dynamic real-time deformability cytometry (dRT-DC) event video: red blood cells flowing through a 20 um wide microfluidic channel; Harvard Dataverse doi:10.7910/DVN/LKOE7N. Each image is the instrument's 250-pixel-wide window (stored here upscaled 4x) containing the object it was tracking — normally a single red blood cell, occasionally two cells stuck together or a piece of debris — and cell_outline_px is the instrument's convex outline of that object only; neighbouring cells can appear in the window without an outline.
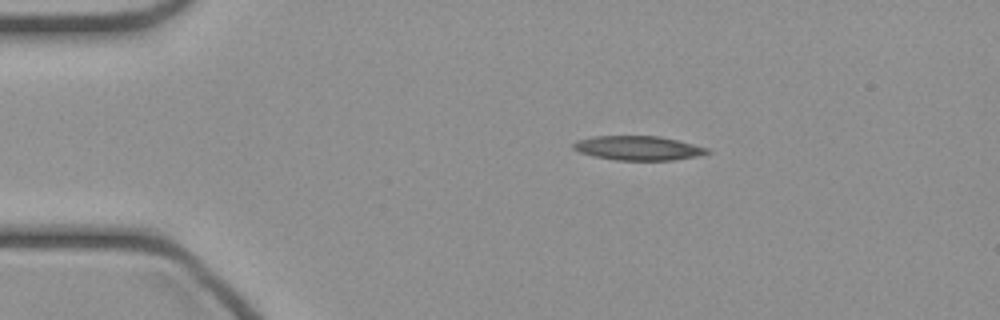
{"species": "common noctule bat (a hibernating species)", "species_latin": "Nyctalus noctula", "temperature_condition": "cold", "stored_images_in_passage": 40, "camera_frame_rate_fps": 3000, "um_per_image_px": 0.085, "animal": {"sex": "female", "body_mass_g": 21.9}, "frame": {"image": 1, "passage_image": 2, "time_ms": 0.333, "image_size_px": [1000, 320], "cell_outline_px": [[712, 152], [700, 156], [672, 160], [616, 160], [592, 156], [580, 152], [572, 148], [572, 144], [576, 140], [592, 136], [660, 136], [708, 148]], "centroid_in_image_um": [54.23, 12.59], "position_along_channel_um": 30.8, "area_um2": 19.02}}
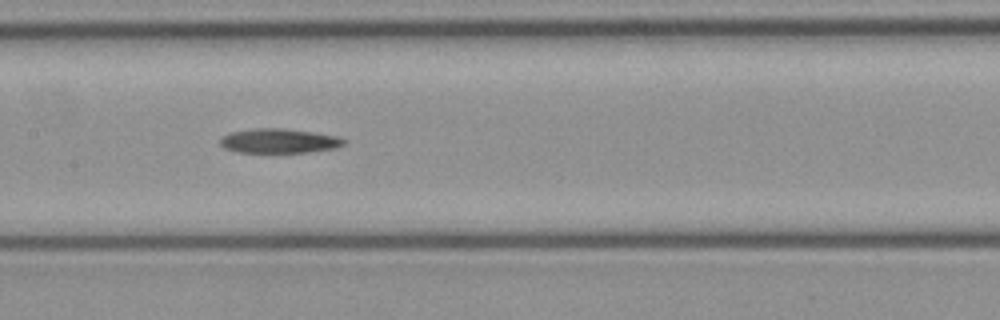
{"frame": {"image": 2, "passage_image": 16, "time_ms": 5.0, "image_size_px": [1000, 320], "cell_outline_px": [[348, 140], [344, 144], [336, 148], [308, 152], [236, 152], [224, 148], [220, 144], [220, 140], [228, 132], [252, 128], [284, 128], [316, 132], [340, 136]], "centroid_in_image_um": [23.75, 11.96], "position_along_channel_um": 183.6, "area_um2": 17.92}}
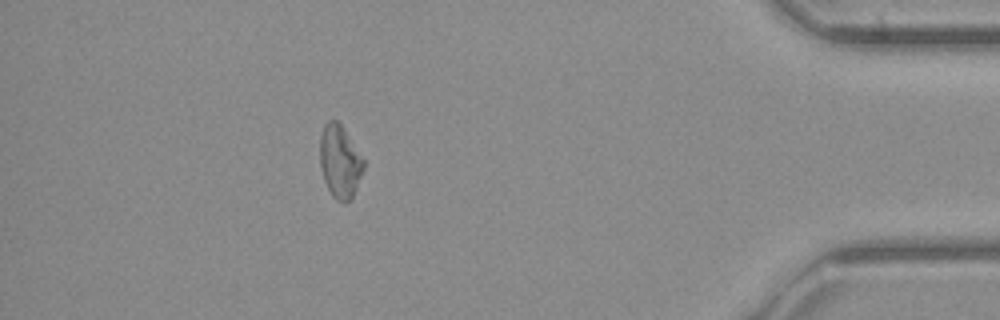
{"frame": {"image": 3, "passage_image": 35, "time_ms": 11.333, "image_size_px": [1000, 320], "cell_outline_px": [[364, 168], [356, 188], [352, 196], [344, 204], [336, 200], [332, 196], [324, 180], [320, 168], [320, 136], [324, 124], [328, 120], [336, 120], [344, 128], [364, 160]], "centroid_in_image_um": [28.87, 13.73], "position_along_channel_um": 406.3, "area_um2": 18.5}}